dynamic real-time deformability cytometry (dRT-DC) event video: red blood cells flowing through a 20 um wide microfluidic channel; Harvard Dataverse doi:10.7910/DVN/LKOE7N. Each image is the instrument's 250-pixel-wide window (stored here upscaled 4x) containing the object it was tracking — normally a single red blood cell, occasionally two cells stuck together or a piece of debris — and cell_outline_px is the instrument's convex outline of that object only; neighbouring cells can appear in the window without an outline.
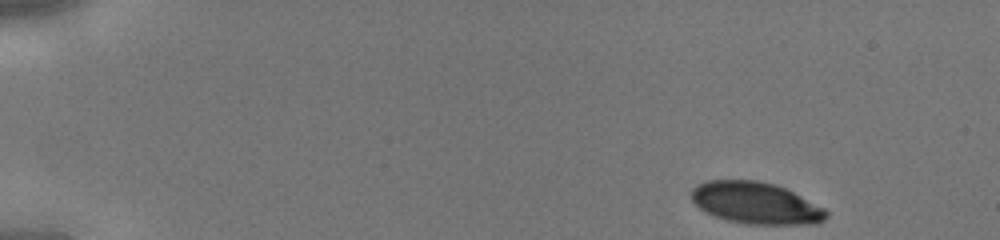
{"species": "human", "species_latin": "Homo sapiens", "temperature_condition": "cold", "stored_images_in_passage": 40, "camera_frame_rate_fps": 3000, "um_per_image_px": 0.085, "donor": {"sex": "male"}, "frame": {"image": 1, "passage_image": 1, "time_ms": 0.0, "image_size_px": [1000, 240], "cell_outline_px": [[828, 216], [820, 224], [744, 224], [728, 220], [704, 212], [692, 200], [692, 188], [708, 180], [756, 180], [776, 184], [824, 208], [828, 212]], "centroid_in_image_um": [64.25, 17.27], "position_along_channel_um": 20.7, "area_um2": 32.66}}
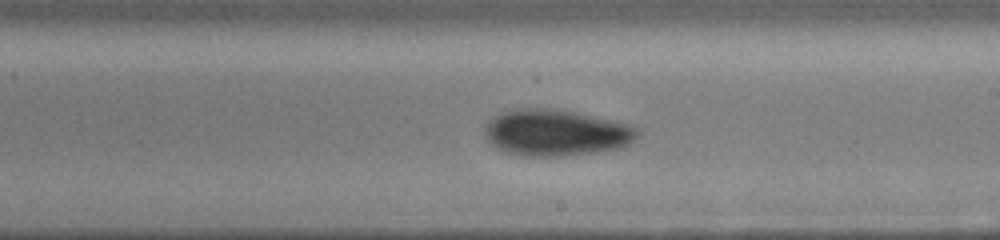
{"frame": {"image": 2, "passage_image": 23, "time_ms": 7.333, "image_size_px": [1000, 240], "cell_outline_px": [[640, 136], [624, 148], [596, 152], [560, 156], [524, 156], [504, 152], [496, 148], [488, 140], [484, 132], [488, 120], [504, 112], [528, 108], [552, 108], [576, 112], [632, 124], [640, 132]], "centroid_in_image_um": [47.32, 11.29], "position_along_channel_um": 241.7, "area_um2": 41.5}}
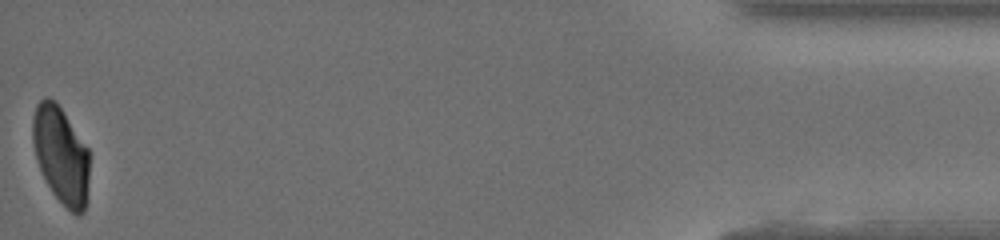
{"frame": {"image": 3, "passage_image": 40, "time_ms": 13.0, "image_size_px": [1000, 240], "cell_outline_px": [[88, 200], [84, 212], [80, 216], [76, 216], [52, 192], [40, 168], [36, 156], [32, 140], [32, 120], [36, 104], [44, 96], [48, 96], [56, 100], [88, 148]], "centroid_in_image_um": [5.19, 13.16], "position_along_channel_um": 430.0, "area_um2": 32.19}}